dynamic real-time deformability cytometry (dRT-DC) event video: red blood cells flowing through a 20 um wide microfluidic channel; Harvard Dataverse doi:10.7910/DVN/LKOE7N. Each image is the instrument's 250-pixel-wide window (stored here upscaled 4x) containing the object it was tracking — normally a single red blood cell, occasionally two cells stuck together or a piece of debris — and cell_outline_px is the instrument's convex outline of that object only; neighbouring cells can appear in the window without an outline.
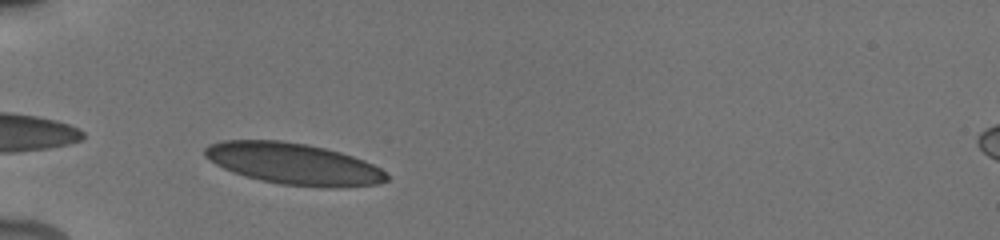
{"species": "human", "species_latin": "Homo sapiens", "temperature_condition": "cold", "stored_images_in_passage": 30, "camera_frame_rate_fps": 3000, "um_per_image_px": 0.085, "donor": {"sex": "male"}, "frame": {"image": 1, "passage_image": 1, "time_ms": 0.0, "image_size_px": [1000, 240], "cell_outline_px": [[388, 180], [376, 184], [332, 188], [280, 184], [260, 180], [244, 176], [232, 172], [208, 160], [204, 156], [204, 148], [208, 144], [224, 140], [280, 140], [304, 144], [324, 148], [340, 152], [364, 160], [380, 168], [388, 176]], "centroid_in_image_um": [24.91, 13.92], "position_along_channel_um": 60.1, "area_um2": 43.81}}
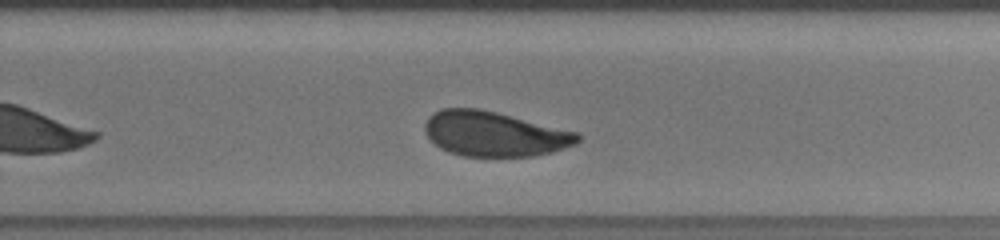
{"frame": {"image": 2, "passage_image": 25, "time_ms": 6.333, "image_size_px": [1000, 240], "cell_outline_px": [[580, 140], [576, 144], [552, 152], [532, 156], [464, 156], [448, 152], [440, 148], [424, 132], [424, 124], [428, 116], [444, 108], [480, 108], [580, 132]], "centroid_in_image_um": [42.04, 11.38], "position_along_channel_um": 287.8, "area_um2": 40.11}}
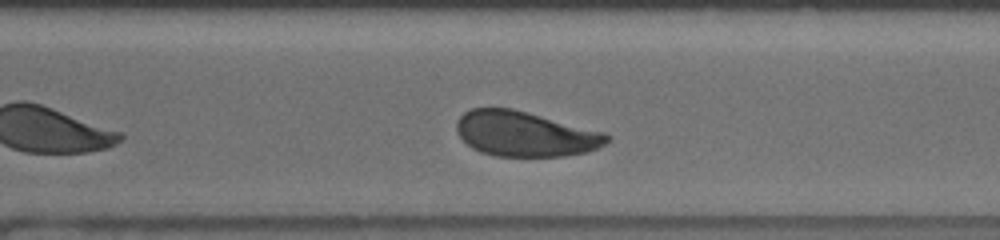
{"frame": {"image": 3, "passage_image": 29, "time_ms": 7.333, "image_size_px": [1000, 240], "cell_outline_px": [[612, 140], [588, 152], [564, 156], [496, 156], [480, 152], [472, 148], [456, 132], [456, 120], [464, 112], [472, 108], [512, 108], [604, 132], [612, 136]], "centroid_in_image_um": [44.63, 11.38], "position_along_channel_um": 326.0, "area_um2": 39.54}}